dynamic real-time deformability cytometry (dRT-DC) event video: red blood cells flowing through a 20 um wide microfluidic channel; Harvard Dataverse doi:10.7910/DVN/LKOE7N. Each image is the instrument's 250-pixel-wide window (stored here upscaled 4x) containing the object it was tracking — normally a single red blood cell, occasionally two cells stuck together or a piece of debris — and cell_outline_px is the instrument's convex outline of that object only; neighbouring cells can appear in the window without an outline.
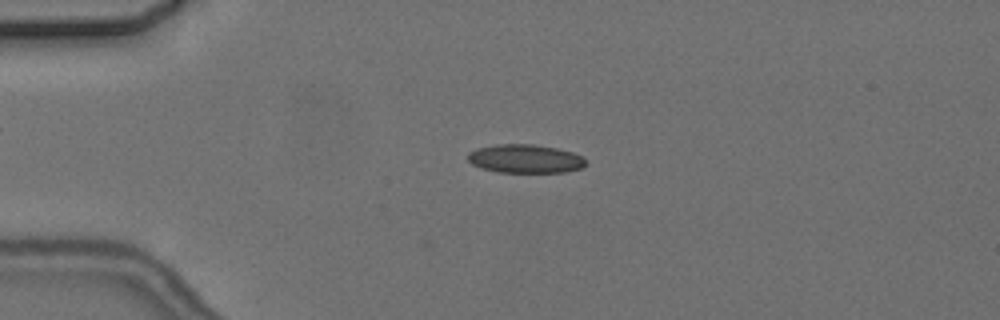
{"species": "common noctule bat (a hibernating species)", "species_latin": "Nyctalus noctula", "temperature_condition": "cold", "stored_images_in_passage": 4, "camera_frame_rate_fps": 3000, "um_per_image_px": 0.085, "animal": {"sex": "female", "body_mass_g": 24.6, "forearm_length_mm": 56.2}, "frame": {"image": 1, "passage_image": 2, "time_ms": 2.0, "image_size_px": [1000, 320], "cell_outline_px": [[588, 164], [580, 168], [568, 172], [496, 172], [480, 168], [472, 164], [468, 160], [468, 152], [476, 148], [496, 144], [532, 144], [556, 148], [572, 152], [584, 156]], "centroid_in_image_um": [44.65, 13.49], "position_along_channel_um": 40.3, "area_um2": 19.88}}
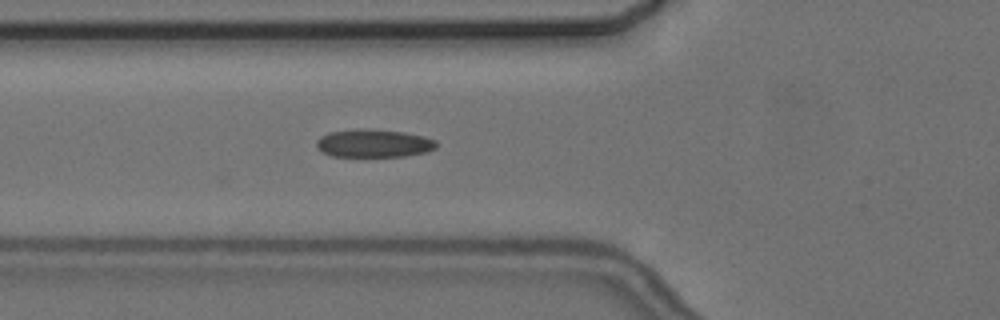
{"frame": {"image": 2, "passage_image": 4, "time_ms": 4.333, "image_size_px": [1000, 320], "cell_outline_px": [[436, 148], [428, 152], [404, 156], [332, 156], [324, 152], [316, 144], [316, 140], [320, 136], [328, 132], [360, 128], [368, 128], [404, 132], [424, 136], [436, 140]], "centroid_in_image_um": [31.79, 12.16], "position_along_channel_um": 94.0, "area_um2": 19.65}}